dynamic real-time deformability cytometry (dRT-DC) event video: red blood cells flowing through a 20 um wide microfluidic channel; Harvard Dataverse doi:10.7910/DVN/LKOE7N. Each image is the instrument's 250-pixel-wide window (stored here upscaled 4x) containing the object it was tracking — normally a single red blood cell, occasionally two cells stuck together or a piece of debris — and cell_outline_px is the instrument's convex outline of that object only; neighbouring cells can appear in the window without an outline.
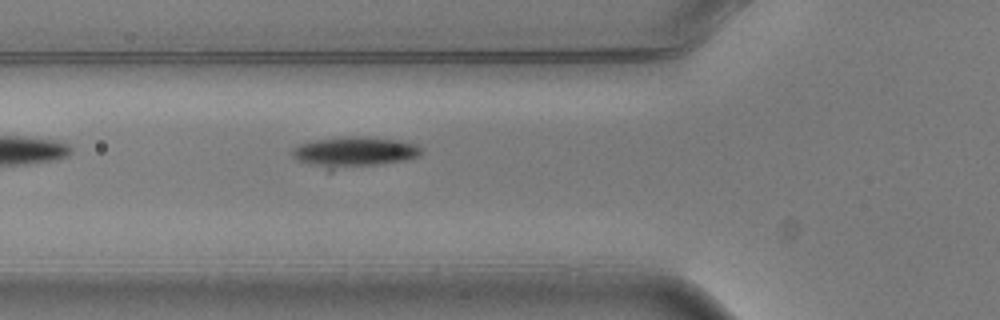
{"species": "common noctule bat (a hibernating species)", "species_latin": "Nyctalus noctula", "temperature_condition": "warm", "stored_images_in_passage": 6, "camera_frame_rate_fps": 3000, "um_per_image_px": 0.085, "animal": {"sex": "male", "body_mass_g": 20.5, "forearm_length_mm": 52.5}, "frame": {"image": 1, "passage_image": 6, "time_ms": 1.667, "image_size_px": [1000, 320], "cell_outline_px": [[420, 156], [408, 160], [332, 172], [328, 172], [300, 160], [292, 156], [292, 148], [300, 144], [316, 140], [340, 136], [360, 136], [400, 140], [416, 144], [420, 148]], "centroid_in_image_um": [30.1, 12.95], "position_along_channel_um": 95.7, "area_um2": 23.58}}